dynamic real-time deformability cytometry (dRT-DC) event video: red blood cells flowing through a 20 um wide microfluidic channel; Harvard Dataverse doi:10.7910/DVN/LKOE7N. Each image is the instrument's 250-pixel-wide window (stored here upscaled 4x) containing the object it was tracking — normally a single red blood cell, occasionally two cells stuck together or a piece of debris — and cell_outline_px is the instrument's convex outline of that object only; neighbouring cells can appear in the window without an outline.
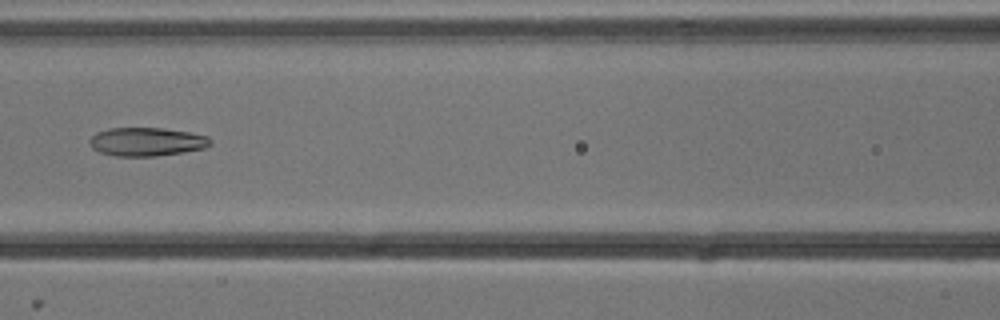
{"species": "common noctule bat (a hibernating species)", "species_latin": "Nyctalus noctula", "temperature_condition": "cold", "stored_images_in_passage": 7, "camera_frame_rate_fps": 3000, "um_per_image_px": 0.085, "animal": {"sex": "male", "body_mass_g": 13.3}, "frame": {"image": 1, "passage_image": 7, "time_ms": 2.0, "image_size_px": [1000, 320], "cell_outline_px": [[212, 144], [204, 148], [156, 156], [116, 156], [100, 152], [92, 148], [88, 140], [96, 132], [108, 128], [164, 128], [188, 132], [208, 136], [212, 140]], "centroid_in_image_um": [12.45, 12.04], "position_along_channel_um": 154.2, "area_um2": 20.06}}